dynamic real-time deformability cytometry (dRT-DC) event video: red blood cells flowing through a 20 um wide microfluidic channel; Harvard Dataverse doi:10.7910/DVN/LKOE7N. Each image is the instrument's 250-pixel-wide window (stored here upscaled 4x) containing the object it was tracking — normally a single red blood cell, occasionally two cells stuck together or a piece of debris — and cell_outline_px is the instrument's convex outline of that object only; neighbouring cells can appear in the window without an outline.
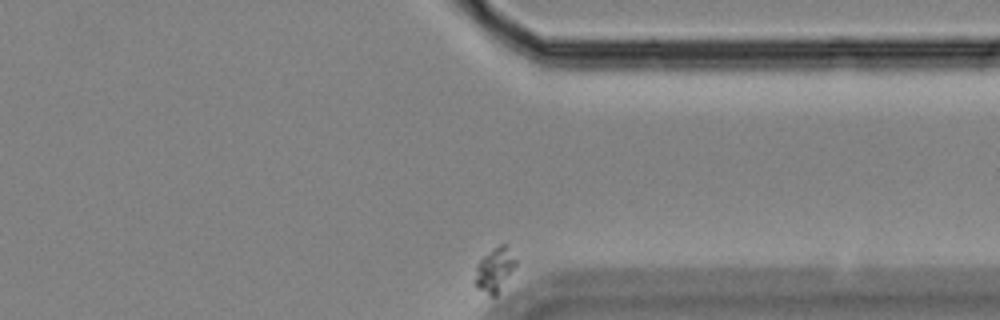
{"species": "Egyptian fruit bat (a non-hibernating species)", "species_latin": "Rousettus aegyptiacus", "temperature_condition": "room temperature", "stored_images_in_passage": 35, "camera_frame_rate_fps": 3000, "um_per_image_px": 0.085, "animal": {"sex": "female"}, "frame": {"image": 1, "passage_image": 35, "time_ms": 11.333, "image_size_px": [1000, 320], "cell_outline_px": [[516, 264], [496, 296], [492, 296], [476, 288], [472, 280], [476, 264], [492, 248], [500, 244], [508, 244], [516, 260]], "centroid_in_image_um": [42.0, 22.91], "position_along_channel_um": 369.4, "area_um2": 10.64}}